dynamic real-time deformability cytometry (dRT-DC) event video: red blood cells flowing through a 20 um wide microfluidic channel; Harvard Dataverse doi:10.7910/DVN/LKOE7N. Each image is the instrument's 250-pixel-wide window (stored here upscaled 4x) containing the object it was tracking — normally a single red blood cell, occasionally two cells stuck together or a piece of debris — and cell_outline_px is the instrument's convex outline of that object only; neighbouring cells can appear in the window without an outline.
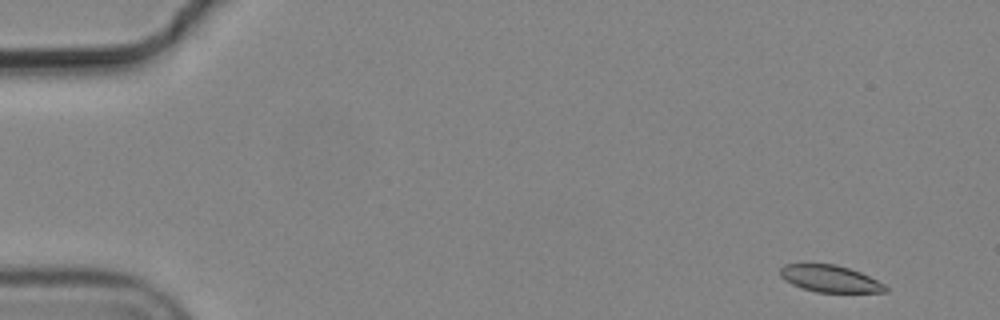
{"species": "common noctule bat (a hibernating species)", "species_latin": "Nyctalus noctula", "temperature_condition": "cold", "stored_images_in_passage": 4, "camera_frame_rate_fps": 3000, "um_per_image_px": 0.085, "animal": {"sex": "male", "body_mass_g": 19.2, "forearm_length_mm": 51.8}, "frame": {"image": 1, "passage_image": 1, "time_ms": 0.0, "image_size_px": [1000, 320], "cell_outline_px": [[888, 292], [816, 292], [792, 284], [784, 280], [780, 276], [780, 268], [784, 264], [836, 264], [860, 272], [884, 284], [888, 288]], "centroid_in_image_um": [70.54, 23.69], "position_along_channel_um": 14.5, "area_um2": 16.36}}
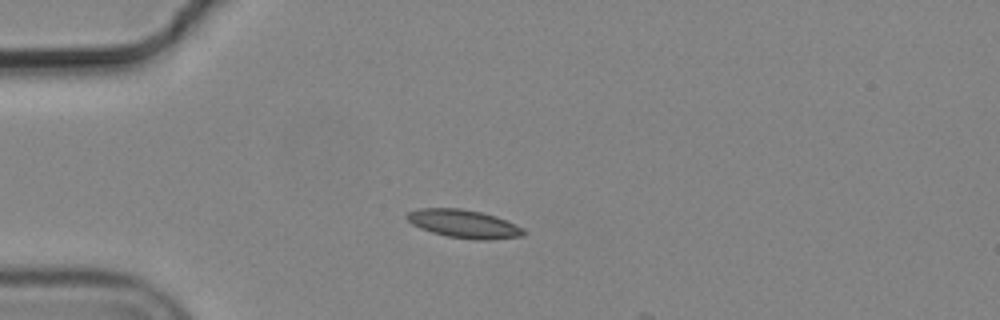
{"frame": {"image": 2, "passage_image": 4, "time_ms": 1.0, "image_size_px": [1000, 320], "cell_outline_px": [[528, 232], [524, 236], [488, 240], [476, 240], [448, 236], [432, 232], [420, 228], [412, 224], [404, 216], [408, 212], [420, 208], [460, 208], [480, 212], [496, 216], [516, 224], [524, 228]], "centroid_in_image_um": [39.46, 19.03], "position_along_channel_um": 45.5, "area_um2": 19.31}}